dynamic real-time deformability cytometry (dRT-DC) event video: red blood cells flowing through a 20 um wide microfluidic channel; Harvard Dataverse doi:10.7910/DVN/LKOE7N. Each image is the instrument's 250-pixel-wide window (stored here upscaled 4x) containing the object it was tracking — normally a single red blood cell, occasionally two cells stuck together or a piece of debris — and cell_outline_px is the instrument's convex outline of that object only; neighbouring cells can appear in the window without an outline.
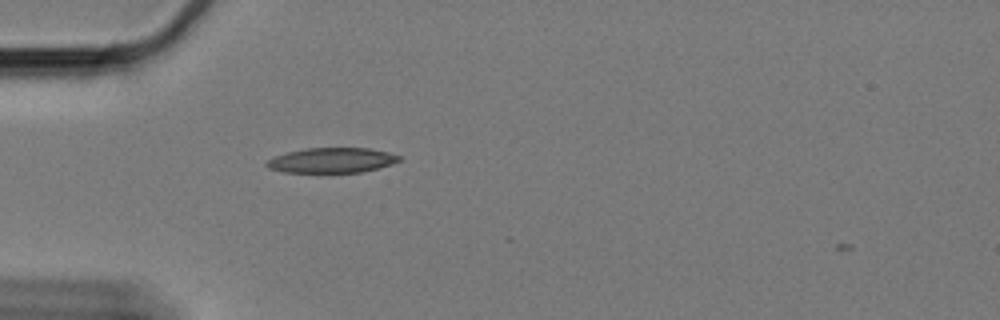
{"species": "Egyptian fruit bat (a non-hibernating species)", "species_latin": "Rousettus aegyptiacus", "temperature_condition": "cold", "stored_images_in_passage": 2, "camera_frame_rate_fps": 3000, "um_per_image_px": 0.085, "animal": {"sex": "female"}, "frame": {"image": 1, "passage_image": 1, "time_ms": 0.0, "image_size_px": [1000, 320], "cell_outline_px": [[400, 160], [392, 164], [360, 172], [284, 172], [268, 168], [264, 164], [268, 160], [276, 156], [288, 152], [304, 148], [368, 148], [388, 152], [400, 156]], "centroid_in_image_um": [28.19, 13.62], "position_along_channel_um": 56.8, "area_um2": 19.13}}